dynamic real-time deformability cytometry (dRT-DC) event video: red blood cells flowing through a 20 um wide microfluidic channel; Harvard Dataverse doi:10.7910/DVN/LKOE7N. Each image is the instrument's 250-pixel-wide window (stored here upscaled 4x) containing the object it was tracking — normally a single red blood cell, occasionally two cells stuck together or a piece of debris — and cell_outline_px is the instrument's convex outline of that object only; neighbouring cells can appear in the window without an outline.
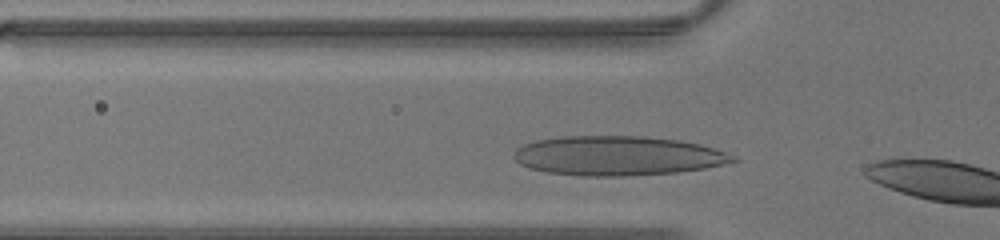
{"species": "human", "species_latin": "Homo sapiens", "temperature_condition": "warm", "stored_images_in_passage": 7, "camera_frame_rate_fps": 3000, "um_per_image_px": 0.085, "donor": {"sex": "male"}, "frame": {"image": 1, "passage_image": 2, "time_ms": 0.333, "image_size_px": [1000, 240], "cell_outline_px": [[740, 160], [704, 168], [676, 172], [620, 176], [580, 176], [548, 172], [528, 168], [520, 164], [512, 156], [516, 148], [524, 144], [536, 140], [560, 136], [644, 136], [680, 140], [700, 144], [736, 156]], "centroid_in_image_um": [52.46, 13.23], "position_along_channel_um": 73.3, "area_um2": 50.34}}
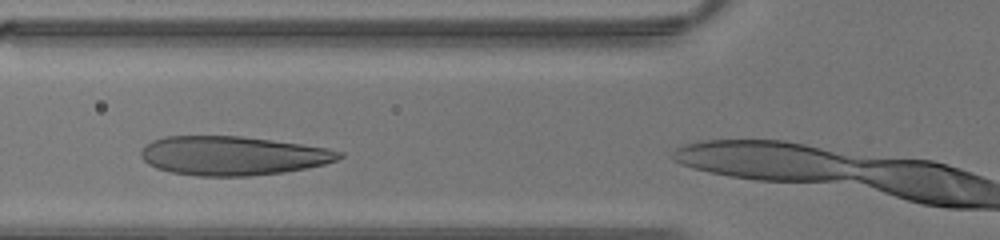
{"frame": {"image": 2, "passage_image": 4, "time_ms": 1.0, "image_size_px": [1000, 240], "cell_outline_px": [[344, 156], [336, 160], [324, 164], [284, 172], [248, 176], [200, 176], [172, 172], [156, 168], [148, 164], [140, 156], [140, 152], [144, 144], [152, 140], [164, 136], [240, 136], [300, 144], [328, 148], [344, 152]], "centroid_in_image_um": [19.74, 13.23], "position_along_channel_um": 106.1, "area_um2": 45.03}}
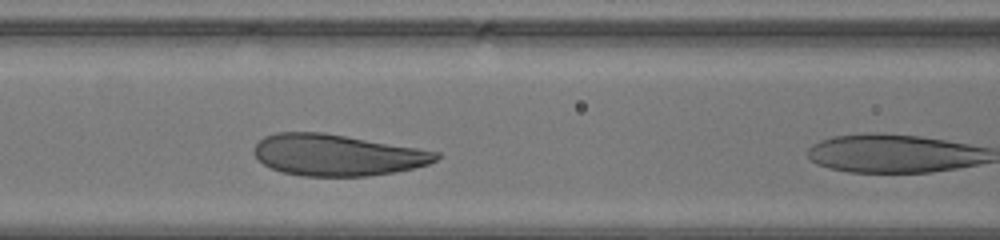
{"frame": {"image": 3, "passage_image": 6, "time_ms": 1.667, "image_size_px": [1000, 240], "cell_outline_px": [[440, 156], [436, 160], [428, 164], [412, 168], [392, 172], [368, 176], [300, 176], [280, 172], [264, 164], [252, 152], [256, 144], [264, 136], [276, 132], [324, 132], [440, 152]], "centroid_in_image_um": [28.62, 13.17], "position_along_channel_um": 138.0, "area_um2": 43.81}}